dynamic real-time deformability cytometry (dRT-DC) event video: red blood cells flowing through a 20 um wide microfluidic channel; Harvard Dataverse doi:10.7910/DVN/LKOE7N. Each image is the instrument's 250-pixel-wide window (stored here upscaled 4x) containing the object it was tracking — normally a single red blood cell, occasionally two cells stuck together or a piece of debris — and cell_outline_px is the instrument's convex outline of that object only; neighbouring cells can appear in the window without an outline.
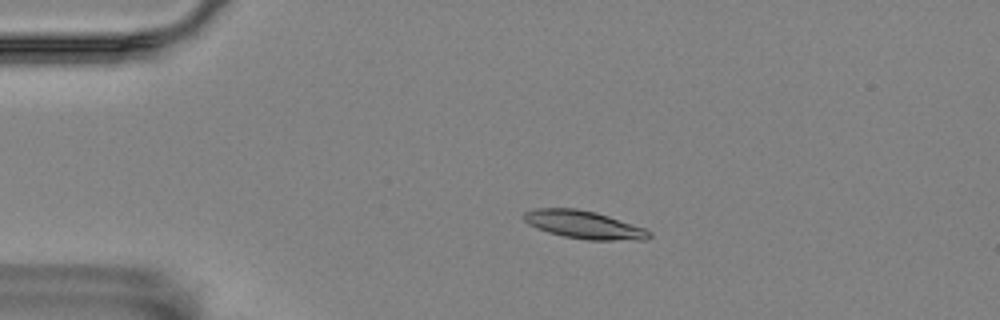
{"species": "Egyptian fruit bat (a non-hibernating species)", "species_latin": "Rousettus aegyptiacus", "temperature_condition": "room temperature", "stored_images_in_passage": 56, "camera_frame_rate_fps": 3000, "um_per_image_px": 0.085, "animal": {"sex": "female"}, "frame": {"image": 1, "passage_image": 11, "time_ms": 3.333, "image_size_px": [1000, 320], "cell_outline_px": [[652, 236], [648, 240], [588, 240], [564, 236], [548, 232], [536, 228], [528, 224], [524, 220], [524, 212], [536, 208], [576, 208], [596, 212], [644, 228], [652, 232]], "centroid_in_image_um": [49.65, 19.11], "position_along_channel_um": 35.3, "area_um2": 20.4}}
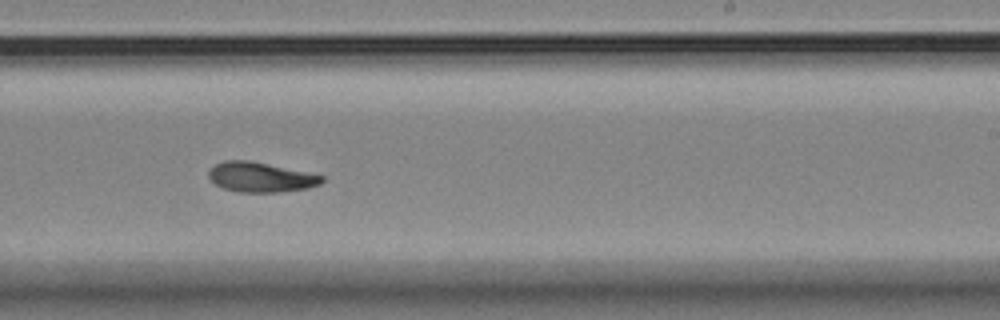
{"frame": {"image": 2, "passage_image": 34, "time_ms": 11.0, "image_size_px": [1000, 320], "cell_outline_px": [[324, 180], [320, 184], [308, 188], [280, 192], [240, 192], [224, 188], [216, 184], [208, 176], [208, 172], [216, 164], [224, 160], [248, 160], [268, 164], [324, 176]], "centroid_in_image_um": [22.15, 15.06], "position_along_channel_um": 266.8, "area_um2": 19.42}}
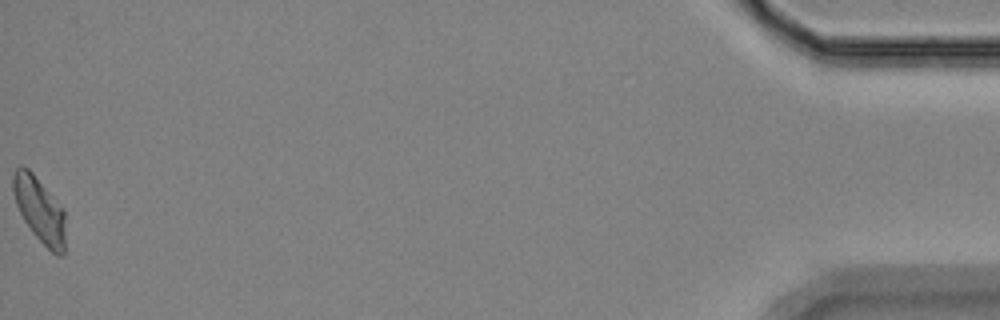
{"frame": {"image": 3, "passage_image": 56, "time_ms": 18.333, "image_size_px": [1000, 320], "cell_outline_px": [[64, 256], [56, 256], [32, 232], [24, 220], [16, 204], [12, 188], [12, 176], [16, 168], [28, 168], [32, 172], [64, 208]], "centroid_in_image_um": [3.37, 17.84], "position_along_channel_um": 431.8, "area_um2": 19.71}, "authors_computed_cell_mechanics": {"area_um2": 19.7965, "velocity_mm_per_s": 3.5268, "shape_relaxation_time_tau1_ms": 5.6961, "shape_relaxation_time_tau2_ms": 3.383, "deformation_change_tau1": 0.1583, "deformation_change_tau2": 0.0903}}